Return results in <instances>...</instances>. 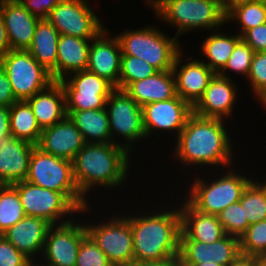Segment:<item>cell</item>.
Listing matches in <instances>:
<instances>
[{
	"label": "cell",
	"instance_id": "54",
	"mask_svg": "<svg viewBox=\"0 0 266 266\" xmlns=\"http://www.w3.org/2000/svg\"><path fill=\"white\" fill-rule=\"evenodd\" d=\"M31 266H47V265H45V264H43V263L41 264V263H39L38 260H37V263H36V261H35V262H32V263H31Z\"/></svg>",
	"mask_w": 266,
	"mask_h": 266
},
{
	"label": "cell",
	"instance_id": "36",
	"mask_svg": "<svg viewBox=\"0 0 266 266\" xmlns=\"http://www.w3.org/2000/svg\"><path fill=\"white\" fill-rule=\"evenodd\" d=\"M217 217L227 235L240 238L249 227V221L240 202L231 204L220 212Z\"/></svg>",
	"mask_w": 266,
	"mask_h": 266
},
{
	"label": "cell",
	"instance_id": "7",
	"mask_svg": "<svg viewBox=\"0 0 266 266\" xmlns=\"http://www.w3.org/2000/svg\"><path fill=\"white\" fill-rule=\"evenodd\" d=\"M26 181L62 193L79 211L90 205L75 184L72 161L45 153L34 147Z\"/></svg>",
	"mask_w": 266,
	"mask_h": 266
},
{
	"label": "cell",
	"instance_id": "17",
	"mask_svg": "<svg viewBox=\"0 0 266 266\" xmlns=\"http://www.w3.org/2000/svg\"><path fill=\"white\" fill-rule=\"evenodd\" d=\"M232 78L218 73L211 79L203 96L193 106V113L205 118L229 120L233 118L234 107L238 98V85ZM228 118V119H227Z\"/></svg>",
	"mask_w": 266,
	"mask_h": 266
},
{
	"label": "cell",
	"instance_id": "2",
	"mask_svg": "<svg viewBox=\"0 0 266 266\" xmlns=\"http://www.w3.org/2000/svg\"><path fill=\"white\" fill-rule=\"evenodd\" d=\"M131 154L115 143H86L72 160L73 178L81 195L90 190L121 187L129 178ZM99 186V187H97Z\"/></svg>",
	"mask_w": 266,
	"mask_h": 266
},
{
	"label": "cell",
	"instance_id": "56",
	"mask_svg": "<svg viewBox=\"0 0 266 266\" xmlns=\"http://www.w3.org/2000/svg\"><path fill=\"white\" fill-rule=\"evenodd\" d=\"M178 266H187L183 262H180Z\"/></svg>",
	"mask_w": 266,
	"mask_h": 266
},
{
	"label": "cell",
	"instance_id": "29",
	"mask_svg": "<svg viewBox=\"0 0 266 266\" xmlns=\"http://www.w3.org/2000/svg\"><path fill=\"white\" fill-rule=\"evenodd\" d=\"M220 29L213 30L201 43V53L206 57L202 61L215 73H219L227 64L235 46L242 40L239 34L224 33Z\"/></svg>",
	"mask_w": 266,
	"mask_h": 266
},
{
	"label": "cell",
	"instance_id": "10",
	"mask_svg": "<svg viewBox=\"0 0 266 266\" xmlns=\"http://www.w3.org/2000/svg\"><path fill=\"white\" fill-rule=\"evenodd\" d=\"M114 215V216H113ZM121 216V217H120ZM112 217V219H111ZM106 221L84 224L87 234L104 252L113 266H131L134 263L133 234L128 218L113 214ZM87 224V225H86ZM95 224V225H94Z\"/></svg>",
	"mask_w": 266,
	"mask_h": 266
},
{
	"label": "cell",
	"instance_id": "35",
	"mask_svg": "<svg viewBox=\"0 0 266 266\" xmlns=\"http://www.w3.org/2000/svg\"><path fill=\"white\" fill-rule=\"evenodd\" d=\"M239 244L240 254L266 258V220L249 225Z\"/></svg>",
	"mask_w": 266,
	"mask_h": 266
},
{
	"label": "cell",
	"instance_id": "8",
	"mask_svg": "<svg viewBox=\"0 0 266 266\" xmlns=\"http://www.w3.org/2000/svg\"><path fill=\"white\" fill-rule=\"evenodd\" d=\"M12 186L19 194L25 215L42 218L51 225L69 222L77 214L81 217V213L82 216L87 212L91 213L89 211L92 209L91 205L79 211L62 193L34 185L26 180L14 183Z\"/></svg>",
	"mask_w": 266,
	"mask_h": 266
},
{
	"label": "cell",
	"instance_id": "55",
	"mask_svg": "<svg viewBox=\"0 0 266 266\" xmlns=\"http://www.w3.org/2000/svg\"><path fill=\"white\" fill-rule=\"evenodd\" d=\"M265 109H266V99L261 103Z\"/></svg>",
	"mask_w": 266,
	"mask_h": 266
},
{
	"label": "cell",
	"instance_id": "9",
	"mask_svg": "<svg viewBox=\"0 0 266 266\" xmlns=\"http://www.w3.org/2000/svg\"><path fill=\"white\" fill-rule=\"evenodd\" d=\"M17 101H26L54 82L51 73L41 66L27 50H9L0 55Z\"/></svg>",
	"mask_w": 266,
	"mask_h": 266
},
{
	"label": "cell",
	"instance_id": "21",
	"mask_svg": "<svg viewBox=\"0 0 266 266\" xmlns=\"http://www.w3.org/2000/svg\"><path fill=\"white\" fill-rule=\"evenodd\" d=\"M10 50H27L32 43L39 18L33 16L19 0L0 2Z\"/></svg>",
	"mask_w": 266,
	"mask_h": 266
},
{
	"label": "cell",
	"instance_id": "39",
	"mask_svg": "<svg viewBox=\"0 0 266 266\" xmlns=\"http://www.w3.org/2000/svg\"><path fill=\"white\" fill-rule=\"evenodd\" d=\"M211 261L228 266L240 254L239 238L225 235L220 240L210 243Z\"/></svg>",
	"mask_w": 266,
	"mask_h": 266
},
{
	"label": "cell",
	"instance_id": "53",
	"mask_svg": "<svg viewBox=\"0 0 266 266\" xmlns=\"http://www.w3.org/2000/svg\"><path fill=\"white\" fill-rule=\"evenodd\" d=\"M255 266H266V259L265 258H261L256 264Z\"/></svg>",
	"mask_w": 266,
	"mask_h": 266
},
{
	"label": "cell",
	"instance_id": "43",
	"mask_svg": "<svg viewBox=\"0 0 266 266\" xmlns=\"http://www.w3.org/2000/svg\"><path fill=\"white\" fill-rule=\"evenodd\" d=\"M241 39L247 43L254 52H266V23L247 30Z\"/></svg>",
	"mask_w": 266,
	"mask_h": 266
},
{
	"label": "cell",
	"instance_id": "50",
	"mask_svg": "<svg viewBox=\"0 0 266 266\" xmlns=\"http://www.w3.org/2000/svg\"><path fill=\"white\" fill-rule=\"evenodd\" d=\"M224 13L227 14L232 8L244 4L251 3L258 0H221Z\"/></svg>",
	"mask_w": 266,
	"mask_h": 266
},
{
	"label": "cell",
	"instance_id": "4",
	"mask_svg": "<svg viewBox=\"0 0 266 266\" xmlns=\"http://www.w3.org/2000/svg\"><path fill=\"white\" fill-rule=\"evenodd\" d=\"M152 10L158 20L177 28V38L199 28L211 32L226 23L221 0H161Z\"/></svg>",
	"mask_w": 266,
	"mask_h": 266
},
{
	"label": "cell",
	"instance_id": "48",
	"mask_svg": "<svg viewBox=\"0 0 266 266\" xmlns=\"http://www.w3.org/2000/svg\"><path fill=\"white\" fill-rule=\"evenodd\" d=\"M9 50H10V44L8 41L3 17L0 13V55L8 52Z\"/></svg>",
	"mask_w": 266,
	"mask_h": 266
},
{
	"label": "cell",
	"instance_id": "6",
	"mask_svg": "<svg viewBox=\"0 0 266 266\" xmlns=\"http://www.w3.org/2000/svg\"><path fill=\"white\" fill-rule=\"evenodd\" d=\"M234 166H230L229 170L220 174L219 177L208 178L207 181L195 175L196 178L191 182L188 189V198L186 199L197 211L218 215L228 206L239 202L247 185L253 180L246 177L245 173H235L231 170ZM245 176H244V175ZM199 176V177H198ZM211 181H210V180Z\"/></svg>",
	"mask_w": 266,
	"mask_h": 266
},
{
	"label": "cell",
	"instance_id": "32",
	"mask_svg": "<svg viewBox=\"0 0 266 266\" xmlns=\"http://www.w3.org/2000/svg\"><path fill=\"white\" fill-rule=\"evenodd\" d=\"M249 225L266 220V179L264 182L251 181L239 200Z\"/></svg>",
	"mask_w": 266,
	"mask_h": 266
},
{
	"label": "cell",
	"instance_id": "14",
	"mask_svg": "<svg viewBox=\"0 0 266 266\" xmlns=\"http://www.w3.org/2000/svg\"><path fill=\"white\" fill-rule=\"evenodd\" d=\"M72 219L49 227L41 263L47 266H75L81 241L88 235L84 221ZM41 259V260H40ZM43 260V261H42ZM47 263V264H46Z\"/></svg>",
	"mask_w": 266,
	"mask_h": 266
},
{
	"label": "cell",
	"instance_id": "47",
	"mask_svg": "<svg viewBox=\"0 0 266 266\" xmlns=\"http://www.w3.org/2000/svg\"><path fill=\"white\" fill-rule=\"evenodd\" d=\"M10 133L9 107L0 106V137Z\"/></svg>",
	"mask_w": 266,
	"mask_h": 266
},
{
	"label": "cell",
	"instance_id": "23",
	"mask_svg": "<svg viewBox=\"0 0 266 266\" xmlns=\"http://www.w3.org/2000/svg\"><path fill=\"white\" fill-rule=\"evenodd\" d=\"M178 206L181 216L180 241H200L208 244L226 235L217 215L197 211L187 200Z\"/></svg>",
	"mask_w": 266,
	"mask_h": 266
},
{
	"label": "cell",
	"instance_id": "31",
	"mask_svg": "<svg viewBox=\"0 0 266 266\" xmlns=\"http://www.w3.org/2000/svg\"><path fill=\"white\" fill-rule=\"evenodd\" d=\"M239 24L238 34L242 36L247 30L266 23V3L255 1L232 8L226 14L227 23ZM236 21V22H235Z\"/></svg>",
	"mask_w": 266,
	"mask_h": 266
},
{
	"label": "cell",
	"instance_id": "11",
	"mask_svg": "<svg viewBox=\"0 0 266 266\" xmlns=\"http://www.w3.org/2000/svg\"><path fill=\"white\" fill-rule=\"evenodd\" d=\"M105 108L108 113L112 143L120 145L132 153L135 142L139 143L142 139H147L143 125L142 107L125 90L115 88L110 93ZM117 135L125 141H117L115 138Z\"/></svg>",
	"mask_w": 266,
	"mask_h": 266
},
{
	"label": "cell",
	"instance_id": "13",
	"mask_svg": "<svg viewBox=\"0 0 266 266\" xmlns=\"http://www.w3.org/2000/svg\"><path fill=\"white\" fill-rule=\"evenodd\" d=\"M65 94L66 110L103 109L115 87L88 70L72 73L59 81Z\"/></svg>",
	"mask_w": 266,
	"mask_h": 266
},
{
	"label": "cell",
	"instance_id": "33",
	"mask_svg": "<svg viewBox=\"0 0 266 266\" xmlns=\"http://www.w3.org/2000/svg\"><path fill=\"white\" fill-rule=\"evenodd\" d=\"M25 216L17 190L12 185H4L0 189V235Z\"/></svg>",
	"mask_w": 266,
	"mask_h": 266
},
{
	"label": "cell",
	"instance_id": "58",
	"mask_svg": "<svg viewBox=\"0 0 266 266\" xmlns=\"http://www.w3.org/2000/svg\"><path fill=\"white\" fill-rule=\"evenodd\" d=\"M258 1H261V2H263V3H266V0H258Z\"/></svg>",
	"mask_w": 266,
	"mask_h": 266
},
{
	"label": "cell",
	"instance_id": "16",
	"mask_svg": "<svg viewBox=\"0 0 266 266\" xmlns=\"http://www.w3.org/2000/svg\"><path fill=\"white\" fill-rule=\"evenodd\" d=\"M182 53L183 50L177 55L172 68L176 94L193 107L203 96L216 73L199 58L193 59V56H190L183 59L185 56H182ZM185 61L186 63H183Z\"/></svg>",
	"mask_w": 266,
	"mask_h": 266
},
{
	"label": "cell",
	"instance_id": "51",
	"mask_svg": "<svg viewBox=\"0 0 266 266\" xmlns=\"http://www.w3.org/2000/svg\"><path fill=\"white\" fill-rule=\"evenodd\" d=\"M161 0H146L145 3H147L146 6L153 9Z\"/></svg>",
	"mask_w": 266,
	"mask_h": 266
},
{
	"label": "cell",
	"instance_id": "42",
	"mask_svg": "<svg viewBox=\"0 0 266 266\" xmlns=\"http://www.w3.org/2000/svg\"><path fill=\"white\" fill-rule=\"evenodd\" d=\"M32 261L0 235V266H31Z\"/></svg>",
	"mask_w": 266,
	"mask_h": 266
},
{
	"label": "cell",
	"instance_id": "20",
	"mask_svg": "<svg viewBox=\"0 0 266 266\" xmlns=\"http://www.w3.org/2000/svg\"><path fill=\"white\" fill-rule=\"evenodd\" d=\"M35 146L17 139L12 133L0 137V180L4 185L26 179L29 159Z\"/></svg>",
	"mask_w": 266,
	"mask_h": 266
},
{
	"label": "cell",
	"instance_id": "22",
	"mask_svg": "<svg viewBox=\"0 0 266 266\" xmlns=\"http://www.w3.org/2000/svg\"><path fill=\"white\" fill-rule=\"evenodd\" d=\"M50 226L51 224L42 218L25 216L1 235L34 262V257L42 256Z\"/></svg>",
	"mask_w": 266,
	"mask_h": 266
},
{
	"label": "cell",
	"instance_id": "26",
	"mask_svg": "<svg viewBox=\"0 0 266 266\" xmlns=\"http://www.w3.org/2000/svg\"><path fill=\"white\" fill-rule=\"evenodd\" d=\"M90 39L60 35L57 46V81L88 66Z\"/></svg>",
	"mask_w": 266,
	"mask_h": 266
},
{
	"label": "cell",
	"instance_id": "5",
	"mask_svg": "<svg viewBox=\"0 0 266 266\" xmlns=\"http://www.w3.org/2000/svg\"><path fill=\"white\" fill-rule=\"evenodd\" d=\"M122 55L143 59L158 71L172 70L177 55L182 51L177 37H169L155 26L127 29L115 35Z\"/></svg>",
	"mask_w": 266,
	"mask_h": 266
},
{
	"label": "cell",
	"instance_id": "18",
	"mask_svg": "<svg viewBox=\"0 0 266 266\" xmlns=\"http://www.w3.org/2000/svg\"><path fill=\"white\" fill-rule=\"evenodd\" d=\"M107 29L104 28L91 40L86 70L105 78L119 89L122 52L118 39L115 35H108L111 32Z\"/></svg>",
	"mask_w": 266,
	"mask_h": 266
},
{
	"label": "cell",
	"instance_id": "28",
	"mask_svg": "<svg viewBox=\"0 0 266 266\" xmlns=\"http://www.w3.org/2000/svg\"><path fill=\"white\" fill-rule=\"evenodd\" d=\"M66 112L83 135L86 143H112L106 108L66 110Z\"/></svg>",
	"mask_w": 266,
	"mask_h": 266
},
{
	"label": "cell",
	"instance_id": "45",
	"mask_svg": "<svg viewBox=\"0 0 266 266\" xmlns=\"http://www.w3.org/2000/svg\"><path fill=\"white\" fill-rule=\"evenodd\" d=\"M17 102L11 83L0 66V106L10 107L13 103Z\"/></svg>",
	"mask_w": 266,
	"mask_h": 266
},
{
	"label": "cell",
	"instance_id": "40",
	"mask_svg": "<svg viewBox=\"0 0 266 266\" xmlns=\"http://www.w3.org/2000/svg\"><path fill=\"white\" fill-rule=\"evenodd\" d=\"M75 266H113L104 252L87 235L80 244Z\"/></svg>",
	"mask_w": 266,
	"mask_h": 266
},
{
	"label": "cell",
	"instance_id": "38",
	"mask_svg": "<svg viewBox=\"0 0 266 266\" xmlns=\"http://www.w3.org/2000/svg\"><path fill=\"white\" fill-rule=\"evenodd\" d=\"M247 79L256 101L262 103L266 99V52L254 53Z\"/></svg>",
	"mask_w": 266,
	"mask_h": 266
},
{
	"label": "cell",
	"instance_id": "57",
	"mask_svg": "<svg viewBox=\"0 0 266 266\" xmlns=\"http://www.w3.org/2000/svg\"><path fill=\"white\" fill-rule=\"evenodd\" d=\"M4 186V184L2 183V181L0 180V189Z\"/></svg>",
	"mask_w": 266,
	"mask_h": 266
},
{
	"label": "cell",
	"instance_id": "27",
	"mask_svg": "<svg viewBox=\"0 0 266 266\" xmlns=\"http://www.w3.org/2000/svg\"><path fill=\"white\" fill-rule=\"evenodd\" d=\"M60 34L48 21L40 19L36 25L33 40L27 51L36 61L51 73L57 81V46Z\"/></svg>",
	"mask_w": 266,
	"mask_h": 266
},
{
	"label": "cell",
	"instance_id": "15",
	"mask_svg": "<svg viewBox=\"0 0 266 266\" xmlns=\"http://www.w3.org/2000/svg\"><path fill=\"white\" fill-rule=\"evenodd\" d=\"M143 125L147 138H151L156 131L173 132L178 137L185 127L188 117L193 113V107L178 95L174 98L151 102L142 107ZM155 131V132H154ZM172 132V133H171ZM150 136V137H149Z\"/></svg>",
	"mask_w": 266,
	"mask_h": 266
},
{
	"label": "cell",
	"instance_id": "46",
	"mask_svg": "<svg viewBox=\"0 0 266 266\" xmlns=\"http://www.w3.org/2000/svg\"><path fill=\"white\" fill-rule=\"evenodd\" d=\"M180 262V256H174L161 261L134 262L131 266H178Z\"/></svg>",
	"mask_w": 266,
	"mask_h": 266
},
{
	"label": "cell",
	"instance_id": "41",
	"mask_svg": "<svg viewBox=\"0 0 266 266\" xmlns=\"http://www.w3.org/2000/svg\"><path fill=\"white\" fill-rule=\"evenodd\" d=\"M181 262L187 266H195L211 261L210 243L200 241H180Z\"/></svg>",
	"mask_w": 266,
	"mask_h": 266
},
{
	"label": "cell",
	"instance_id": "1",
	"mask_svg": "<svg viewBox=\"0 0 266 266\" xmlns=\"http://www.w3.org/2000/svg\"><path fill=\"white\" fill-rule=\"evenodd\" d=\"M225 121L192 113L177 137L173 158L186 168L191 165L201 168L207 165L219 168L225 166V169L230 165L235 166L232 136H229V130L225 128Z\"/></svg>",
	"mask_w": 266,
	"mask_h": 266
},
{
	"label": "cell",
	"instance_id": "30",
	"mask_svg": "<svg viewBox=\"0 0 266 266\" xmlns=\"http://www.w3.org/2000/svg\"><path fill=\"white\" fill-rule=\"evenodd\" d=\"M9 119L13 136L34 145L38 144L42 130L26 101H17L9 107Z\"/></svg>",
	"mask_w": 266,
	"mask_h": 266
},
{
	"label": "cell",
	"instance_id": "24",
	"mask_svg": "<svg viewBox=\"0 0 266 266\" xmlns=\"http://www.w3.org/2000/svg\"><path fill=\"white\" fill-rule=\"evenodd\" d=\"M41 130L59 123L67 116L65 94L59 81L26 100Z\"/></svg>",
	"mask_w": 266,
	"mask_h": 266
},
{
	"label": "cell",
	"instance_id": "25",
	"mask_svg": "<svg viewBox=\"0 0 266 266\" xmlns=\"http://www.w3.org/2000/svg\"><path fill=\"white\" fill-rule=\"evenodd\" d=\"M124 90L141 107L151 102L166 101L177 95L172 70L158 71L150 77L129 84Z\"/></svg>",
	"mask_w": 266,
	"mask_h": 266
},
{
	"label": "cell",
	"instance_id": "44",
	"mask_svg": "<svg viewBox=\"0 0 266 266\" xmlns=\"http://www.w3.org/2000/svg\"><path fill=\"white\" fill-rule=\"evenodd\" d=\"M20 3L35 17L47 19L52 9L61 0H19Z\"/></svg>",
	"mask_w": 266,
	"mask_h": 266
},
{
	"label": "cell",
	"instance_id": "49",
	"mask_svg": "<svg viewBox=\"0 0 266 266\" xmlns=\"http://www.w3.org/2000/svg\"><path fill=\"white\" fill-rule=\"evenodd\" d=\"M259 257L247 256L239 254V256L228 266H255V264L260 260Z\"/></svg>",
	"mask_w": 266,
	"mask_h": 266
},
{
	"label": "cell",
	"instance_id": "52",
	"mask_svg": "<svg viewBox=\"0 0 266 266\" xmlns=\"http://www.w3.org/2000/svg\"><path fill=\"white\" fill-rule=\"evenodd\" d=\"M195 266H222L220 264H217L215 262H208V263H200V264H196Z\"/></svg>",
	"mask_w": 266,
	"mask_h": 266
},
{
	"label": "cell",
	"instance_id": "3",
	"mask_svg": "<svg viewBox=\"0 0 266 266\" xmlns=\"http://www.w3.org/2000/svg\"><path fill=\"white\" fill-rule=\"evenodd\" d=\"M178 206L144 215H125L132 228L134 262L161 261L179 256L181 216ZM167 208V210H166ZM177 208V209H176ZM152 214V215H151Z\"/></svg>",
	"mask_w": 266,
	"mask_h": 266
},
{
	"label": "cell",
	"instance_id": "12",
	"mask_svg": "<svg viewBox=\"0 0 266 266\" xmlns=\"http://www.w3.org/2000/svg\"><path fill=\"white\" fill-rule=\"evenodd\" d=\"M89 3V0H61L47 19L60 35L92 40L106 27Z\"/></svg>",
	"mask_w": 266,
	"mask_h": 266
},
{
	"label": "cell",
	"instance_id": "34",
	"mask_svg": "<svg viewBox=\"0 0 266 266\" xmlns=\"http://www.w3.org/2000/svg\"><path fill=\"white\" fill-rule=\"evenodd\" d=\"M158 70L143 59L130 56H121L119 89L124 90L129 84L154 75Z\"/></svg>",
	"mask_w": 266,
	"mask_h": 266
},
{
	"label": "cell",
	"instance_id": "19",
	"mask_svg": "<svg viewBox=\"0 0 266 266\" xmlns=\"http://www.w3.org/2000/svg\"><path fill=\"white\" fill-rule=\"evenodd\" d=\"M85 144L83 135L67 115L59 123L43 129L36 146L45 153L72 161Z\"/></svg>",
	"mask_w": 266,
	"mask_h": 266
},
{
	"label": "cell",
	"instance_id": "37",
	"mask_svg": "<svg viewBox=\"0 0 266 266\" xmlns=\"http://www.w3.org/2000/svg\"><path fill=\"white\" fill-rule=\"evenodd\" d=\"M254 53V50L247 43L241 40L235 46L227 64L218 74L223 77L231 78V75L227 72L230 71L247 78Z\"/></svg>",
	"mask_w": 266,
	"mask_h": 266
}]
</instances>
